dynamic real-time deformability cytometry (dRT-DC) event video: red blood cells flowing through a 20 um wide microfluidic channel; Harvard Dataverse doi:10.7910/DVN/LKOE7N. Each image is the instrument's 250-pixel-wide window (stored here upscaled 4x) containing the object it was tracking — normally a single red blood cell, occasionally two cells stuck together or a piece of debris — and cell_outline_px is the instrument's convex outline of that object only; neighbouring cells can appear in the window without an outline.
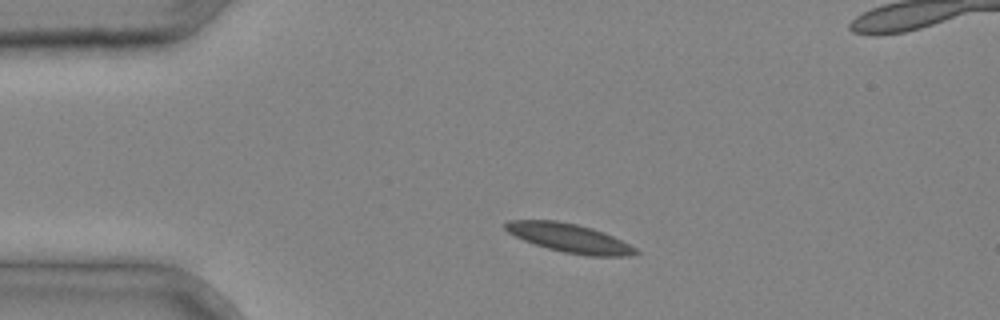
{"species": "common noctule bat (a hibernating species)", "species_latin": "Nyctalus noctula", "temperature_condition": "cold", "stored_images_in_passage": 3, "camera_frame_rate_fps": 3000, "um_per_image_px": 0.085, "animal": {"sex": "male", "body_mass_g": 20.4}, "frame": {"image": 1, "passage_image": 1, "time_ms": 0.0, "image_size_px": [1000, 320], "cell_outline_px": [[640, 252], [628, 256], [588, 256], [564, 252], [548, 248], [524, 240], [508, 232], [504, 228], [504, 224], [508, 220], [556, 220], [576, 224], [592, 228], [604, 232], [636, 248]], "centroid_in_image_um": [48.39, 20.23], "position_along_channel_um": 36.6, "area_um2": 21.62}}